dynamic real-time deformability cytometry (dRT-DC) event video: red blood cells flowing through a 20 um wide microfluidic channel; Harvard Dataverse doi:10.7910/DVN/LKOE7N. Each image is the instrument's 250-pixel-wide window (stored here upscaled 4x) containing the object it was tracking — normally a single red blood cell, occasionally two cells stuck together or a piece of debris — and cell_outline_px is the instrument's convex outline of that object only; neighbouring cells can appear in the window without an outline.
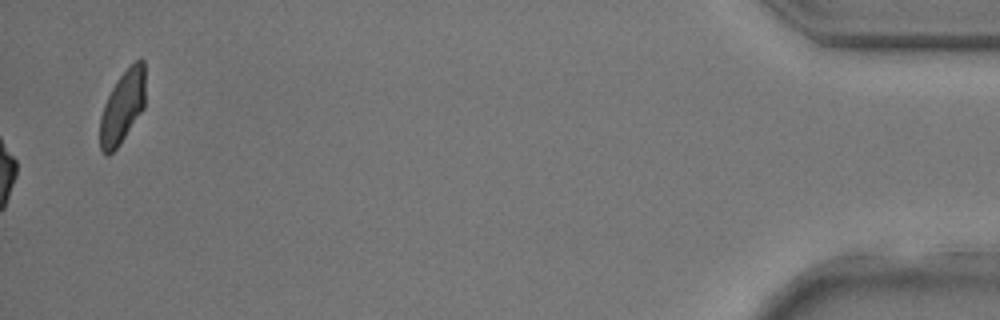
{"species": "common noctule bat (a hibernating species)", "species_latin": "Nyctalus noctula", "temperature_condition": "room temperature", "stored_images_in_passage": 36, "camera_frame_rate_fps": 3000, "um_per_image_px": 0.085, "animal": {"sex": "male", "body_mass_g": 17.9, "forearm_length_mm": 54.2}, "frame": {"image": 1, "passage_image": 36, "time_ms": 11.667, "image_size_px": [1000, 320], "cell_outline_px": [[144, 108], [120, 144], [108, 156], [104, 156], [100, 148], [100, 116], [104, 104], [112, 88], [120, 76], [140, 56], [144, 60]], "centroid_in_image_um": [10.4, 9.11], "position_along_channel_um": 424.8, "area_um2": 19.07}}